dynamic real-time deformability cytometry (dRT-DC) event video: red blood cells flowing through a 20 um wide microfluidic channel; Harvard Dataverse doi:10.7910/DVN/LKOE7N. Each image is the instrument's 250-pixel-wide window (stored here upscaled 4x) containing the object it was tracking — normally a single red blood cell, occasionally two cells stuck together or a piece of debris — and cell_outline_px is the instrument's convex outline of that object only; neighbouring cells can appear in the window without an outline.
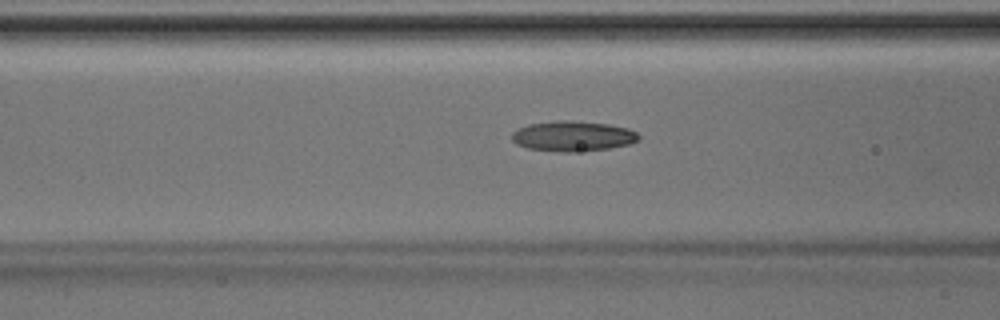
{"species": "Egyptian fruit bat (a non-hibernating species)", "species_latin": "Rousettus aegyptiacus", "temperature_condition": "room temperature", "stored_images_in_passage": 39, "camera_frame_rate_fps": 3000, "um_per_image_px": 0.085, "animal": {"sex": "male"}, "frame": {"image": 1, "passage_image": 13, "time_ms": 4.0, "image_size_px": [1000, 320], "cell_outline_px": [[640, 136], [636, 140], [628, 144], [608, 148], [572, 152], [564, 152], [528, 148], [516, 144], [512, 140], [512, 132], [516, 128], [528, 124], [556, 120], [572, 120], [608, 124], [628, 128], [636, 132]], "centroid_in_image_um": [48.64, 11.55], "position_along_channel_um": 118.0, "area_um2": 22.31}}
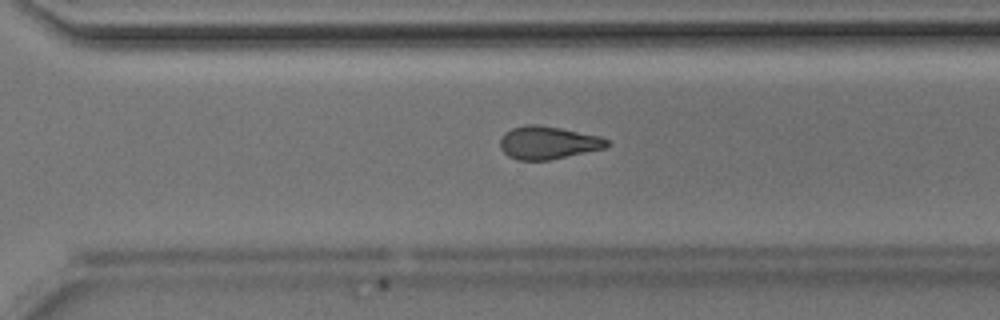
{"frame": {"image": 2, "passage_image": 27, "time_ms": 8.667, "image_size_px": [1000, 320], "cell_outline_px": [[608, 148], [548, 160], [516, 160], [508, 156], [500, 148], [500, 140], [504, 132], [512, 128], [528, 124], [536, 124], [560, 128], [600, 136], [608, 140]], "centroid_in_image_um": [46.57, 12.13], "position_along_channel_um": 324.0, "area_um2": 20.52}}
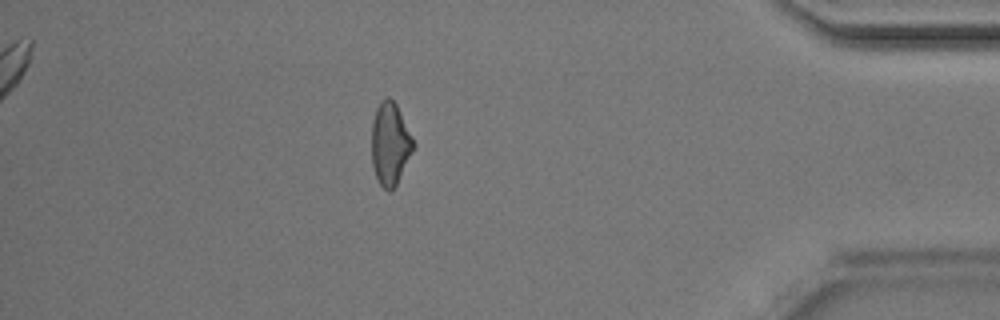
{"frame": {"image": 3, "passage_image": 35, "time_ms": 11.333, "image_size_px": [1000, 320], "cell_outline_px": [[416, 144], [392, 192], [388, 192], [380, 184], [376, 176], [372, 164], [372, 120], [376, 108], [380, 100], [388, 96], [396, 104]], "centroid_in_image_um": [33.15, 12.21], "position_along_channel_um": 402.0, "area_um2": 20.0}}